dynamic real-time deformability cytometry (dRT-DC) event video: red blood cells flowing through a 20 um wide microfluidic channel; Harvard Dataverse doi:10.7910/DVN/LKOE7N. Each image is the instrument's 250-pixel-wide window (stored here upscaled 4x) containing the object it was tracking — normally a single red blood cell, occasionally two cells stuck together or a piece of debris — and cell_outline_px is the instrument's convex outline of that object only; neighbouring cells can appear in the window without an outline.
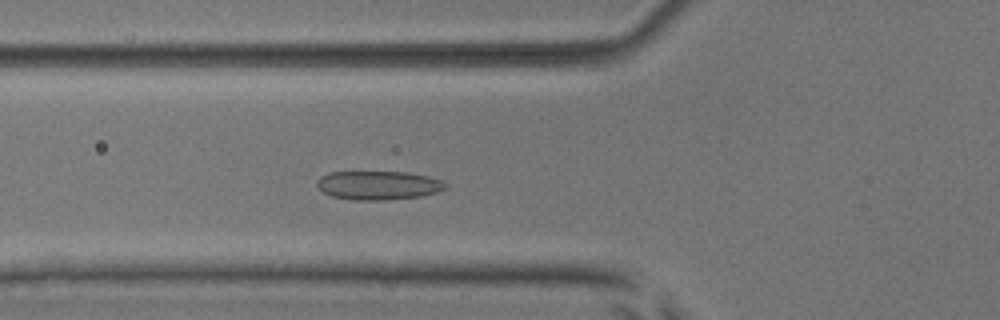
{"species": "common noctule bat (a hibernating species)", "species_latin": "Nyctalus noctula", "temperature_condition": "room temperature", "stored_images_in_passage": 43, "segment_of_instrument_passage": [1, 2], "camera_frame_rate_fps": 3000, "um_per_image_px": 0.085, "animal": {"sex": "male", "body_mass_g": 17.9, "forearm_length_mm": 54.2}, "frame": {"image": 1, "passage_image": 10, "time_ms": 3.0, "image_size_px": [1000, 320], "cell_outline_px": [[448, 188], [436, 192], [420, 196], [384, 200], [352, 200], [332, 196], [324, 192], [316, 184], [316, 180], [320, 176], [328, 172], [408, 172], [428, 176], [444, 180], [448, 184]], "centroid_in_image_um": [32.18, 15.74], "position_along_channel_um": 93.6, "area_um2": 21.73}}
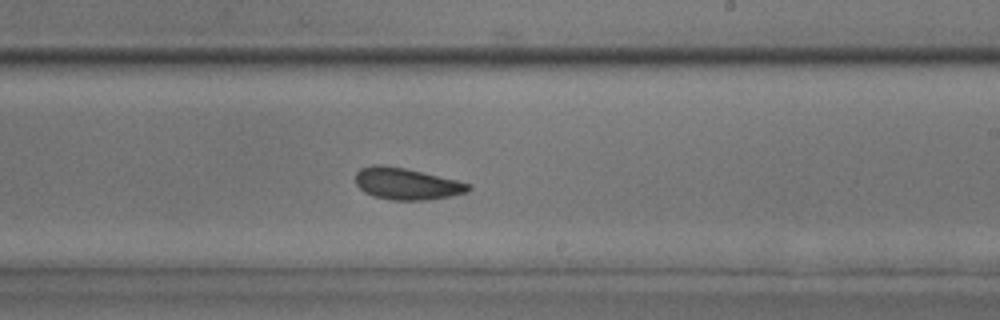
{"frame": {"image": 2, "passage_image": 22, "time_ms": 7.0, "image_size_px": [1000, 320], "cell_outline_px": [[472, 188], [468, 192], [428, 200], [388, 200], [372, 196], [364, 192], [356, 184], [356, 172], [360, 168], [372, 164], [384, 164], [404, 168], [456, 180], [472, 184]], "centroid_in_image_um": [34.53, 15.62], "position_along_channel_um": 254.5, "area_um2": 20.98}}
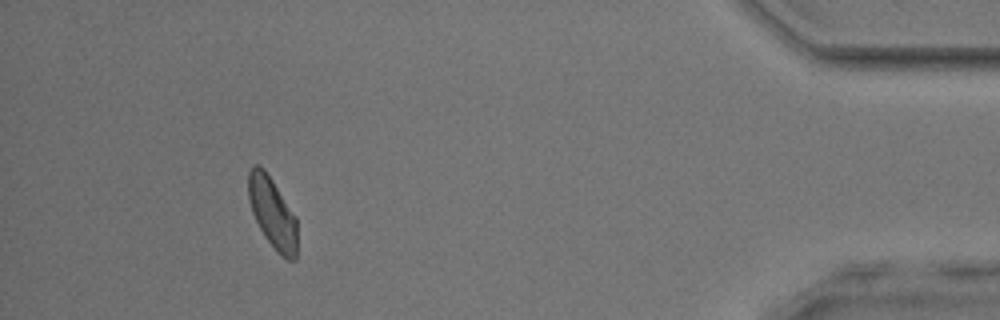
{"frame": {"image": 3, "passage_image": 38, "time_ms": 12.333, "image_size_px": [1000, 320], "cell_outline_px": [[296, 260], [288, 260], [280, 256], [276, 252], [264, 236], [252, 212], [248, 200], [248, 172], [252, 164], [260, 164], [264, 168], [296, 216]], "centroid_in_image_um": [23.14, 18.08], "position_along_channel_um": 412.1, "area_um2": 20.29}}